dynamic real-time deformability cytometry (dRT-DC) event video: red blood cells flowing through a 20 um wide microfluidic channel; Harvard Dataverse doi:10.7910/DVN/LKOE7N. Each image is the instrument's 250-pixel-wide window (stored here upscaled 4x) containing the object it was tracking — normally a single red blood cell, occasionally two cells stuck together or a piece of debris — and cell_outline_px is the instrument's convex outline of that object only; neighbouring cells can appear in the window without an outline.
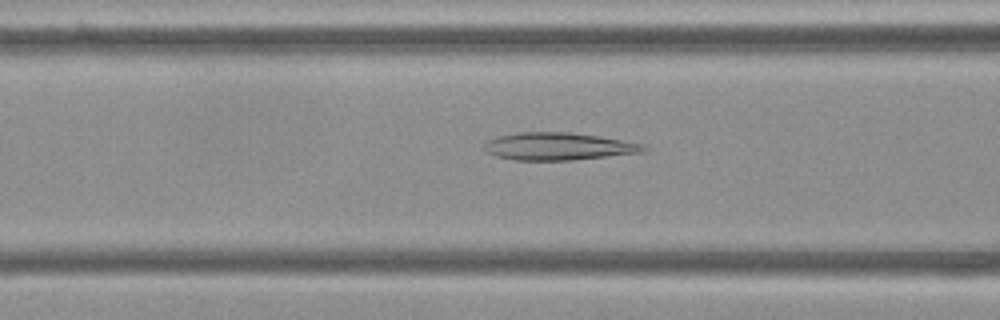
{"species": "Egyptian fruit bat (a non-hibernating species)", "species_latin": "Rousettus aegyptiacus", "temperature_condition": "cold", "stored_images_in_passage": 42, "camera_frame_rate_fps": 3000, "um_per_image_px": 0.085, "frame": {"image": 1, "passage_image": 9, "time_ms": 2.667, "image_size_px": [1000, 320], "cell_outline_px": [[648, 148], [640, 152], [572, 160], [512, 160], [496, 156], [488, 152], [484, 148], [484, 144], [488, 140], [500, 136], [516, 132], [572, 132], [600, 136], [644, 144]], "centroid_in_image_um": [47.44, 12.43], "position_along_channel_um": 119.2, "area_um2": 25.37}}
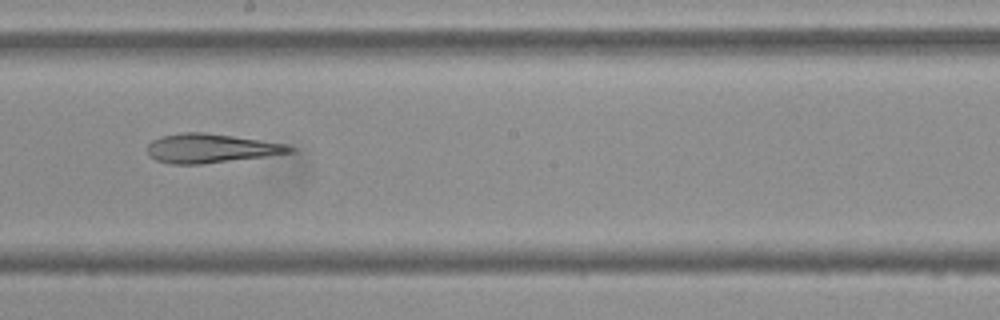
{"frame": {"image": 2, "passage_image": 18, "time_ms": 5.667, "image_size_px": [1000, 320], "cell_outline_px": [[296, 148], [292, 152], [264, 156], [200, 164], [172, 164], [156, 160], [148, 156], [148, 144], [152, 140], [160, 136], [184, 132], [204, 132], [232, 136], [284, 144]], "centroid_in_image_um": [17.85, 12.6], "position_along_channel_um": 230.4, "area_um2": 23.76}}
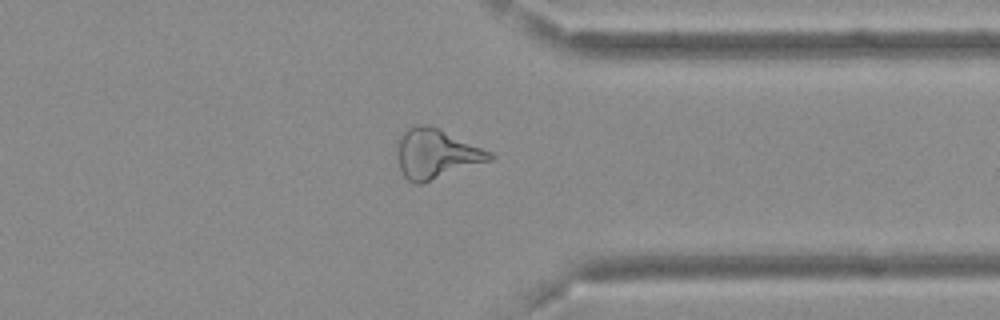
{"frame": {"image": 3, "passage_image": 30, "time_ms": 9.667, "image_size_px": [1000, 320], "cell_outline_px": [[496, 156], [492, 160], [420, 184], [416, 184], [408, 180], [404, 176], [400, 168], [396, 156], [396, 148], [400, 136], [408, 128], [416, 124], [428, 124], [440, 128], [492, 152]], "centroid_in_image_um": [37.07, 13.05], "position_along_channel_um": 374.3, "area_um2": 26.93}, "authors_computed_cell_mechanics": {"area_um2": 25.6921, "velocity_mm_per_s": 3.6985, "shape_relaxation_time_tau1_ms": null, "shape_relaxation_time_tau2_ms": 6.3802, "deformation_change_tau1": null, "deformation_change_tau2": 0.1678}}